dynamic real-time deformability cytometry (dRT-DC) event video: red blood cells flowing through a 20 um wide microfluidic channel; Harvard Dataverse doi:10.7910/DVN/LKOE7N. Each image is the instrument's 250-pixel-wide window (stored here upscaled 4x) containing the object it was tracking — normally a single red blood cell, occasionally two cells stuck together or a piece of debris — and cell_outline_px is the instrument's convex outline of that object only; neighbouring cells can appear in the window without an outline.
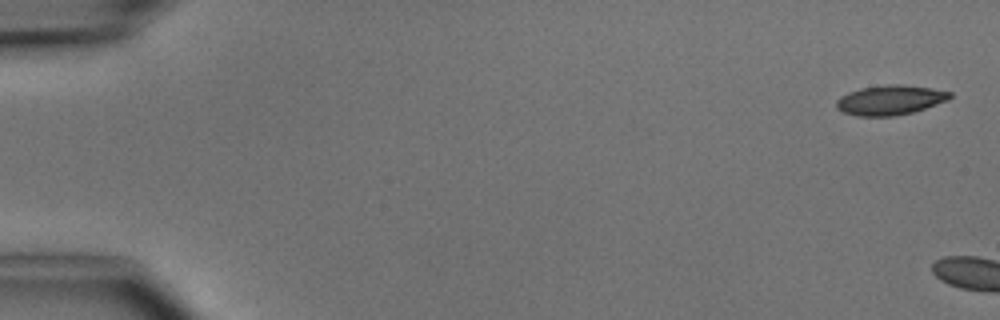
{"species": "common noctule bat (a hibernating species)", "species_latin": "Nyctalus noctula", "temperature_condition": "cold", "stored_images_in_passage": 5, "camera_frame_rate_fps": 3000, "um_per_image_px": 0.085, "animal": {"sex": "male", "body_mass_g": 15.6}, "frame": {"image": 1, "passage_image": 1, "time_ms": 0.0, "image_size_px": [1000, 320], "cell_outline_px": [[952, 96], [948, 100], [912, 112], [896, 116], [856, 116], [844, 112], [836, 108], [836, 100], [840, 96], [848, 92], [860, 88], [888, 84], [904, 84], [932, 88], [952, 92]], "centroid_in_image_um": [75.65, 8.49], "position_along_channel_um": 9.4, "area_um2": 19.77}}
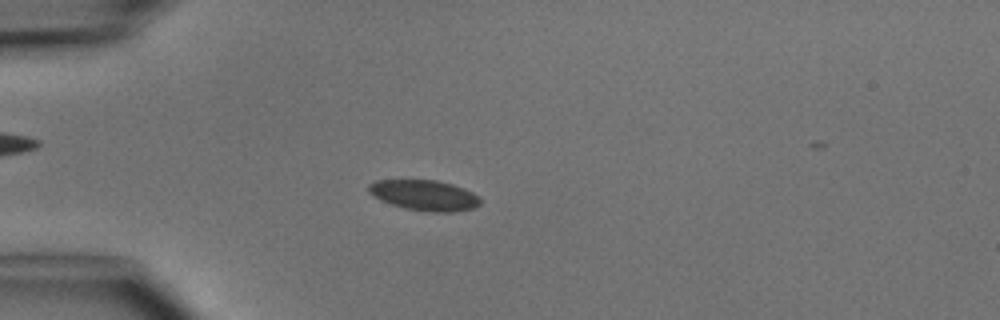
{"frame": {"image": 2, "passage_image": 5, "time_ms": 5.333, "image_size_px": [1000, 320], "cell_outline_px": [[480, 204], [472, 208], [452, 212], [432, 212], [404, 208], [380, 200], [372, 196], [368, 192], [368, 184], [376, 180], [436, 180], [452, 184], [464, 188], [480, 196]], "centroid_in_image_um": [36.06, 16.59], "position_along_channel_um": 48.9, "area_um2": 19.88}}